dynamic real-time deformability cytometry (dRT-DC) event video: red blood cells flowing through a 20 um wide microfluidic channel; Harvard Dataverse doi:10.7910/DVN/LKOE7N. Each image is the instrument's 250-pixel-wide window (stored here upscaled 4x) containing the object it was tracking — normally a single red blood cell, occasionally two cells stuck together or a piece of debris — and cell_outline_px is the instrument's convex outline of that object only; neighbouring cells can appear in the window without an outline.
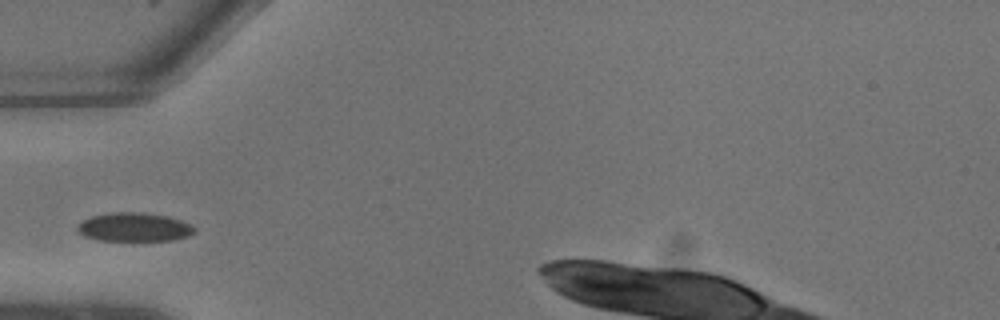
{"species": "common noctule bat (a hibernating species)", "species_latin": "Nyctalus noctula", "temperature_condition": "warm", "stored_images_in_passage": 5, "camera_frame_rate_fps": 3000, "um_per_image_px": 0.085, "animal": {"sex": "male", "body_mass_g": 13.3}, "frame": {"image": 1, "passage_image": 3, "time_ms": 0.667, "image_size_px": [1000, 320], "cell_outline_px": [[196, 232], [188, 236], [176, 240], [100, 240], [84, 236], [76, 228], [84, 220], [92, 216], [112, 212], [144, 212], [168, 216], [192, 224], [196, 228]], "centroid_in_image_um": [11.47, 19.3], "position_along_channel_um": 73.5, "area_um2": 19.59}}